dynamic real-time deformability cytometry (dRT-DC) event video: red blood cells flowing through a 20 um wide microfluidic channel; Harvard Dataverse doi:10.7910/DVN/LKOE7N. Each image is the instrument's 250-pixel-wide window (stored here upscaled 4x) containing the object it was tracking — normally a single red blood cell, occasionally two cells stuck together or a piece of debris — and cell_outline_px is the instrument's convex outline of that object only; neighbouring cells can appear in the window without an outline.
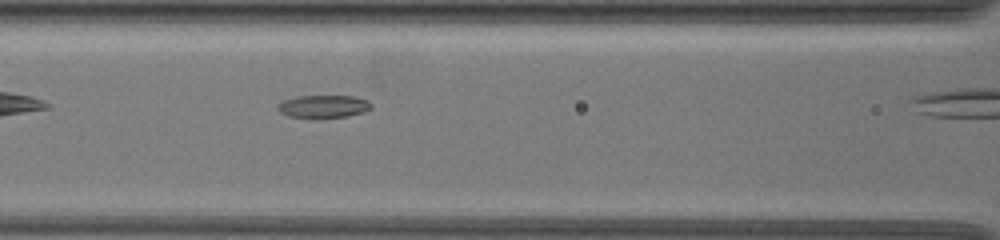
{"species": "common noctule bat (a hibernating species)", "species_latin": "Nyctalus noctula", "temperature_condition": "warm", "stored_images_in_passage": 10, "camera_frame_rate_fps": 3000, "um_per_image_px": 0.085, "animal": {"sex": "female", "body_mass_g": 19.5, "forearm_length_mm": 54.1}, "frame": {"image": 1, "passage_image": 6, "time_ms": 1.667, "image_size_px": [1000, 240], "cell_outline_px": [[372, 108], [364, 112], [348, 116], [320, 120], [312, 120], [288, 116], [280, 112], [276, 108], [276, 104], [284, 100], [296, 96], [352, 96], [368, 100], [372, 104]], "centroid_in_image_um": [27.46, 9.09], "position_along_channel_um": 139.1, "area_um2": 13.06}}